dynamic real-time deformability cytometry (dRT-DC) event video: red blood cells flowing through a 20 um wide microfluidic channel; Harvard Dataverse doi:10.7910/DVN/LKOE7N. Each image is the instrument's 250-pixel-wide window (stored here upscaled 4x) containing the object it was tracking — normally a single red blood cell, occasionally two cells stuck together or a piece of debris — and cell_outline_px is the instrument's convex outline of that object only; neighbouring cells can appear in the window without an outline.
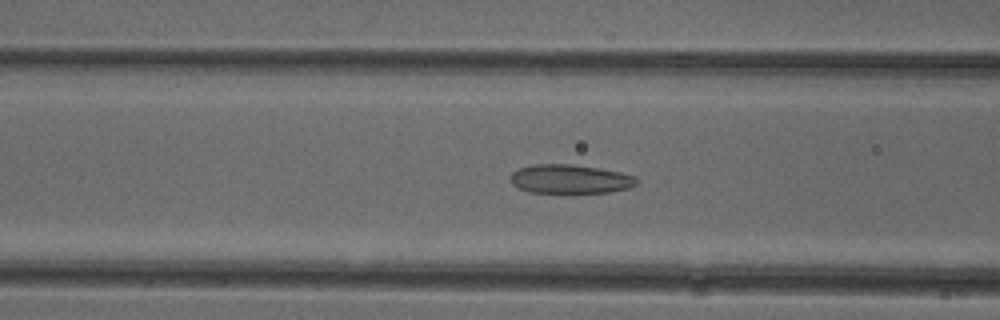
{"species": "common noctule bat (a hibernating species)", "species_latin": "Nyctalus noctula", "temperature_condition": "cold", "stored_images_in_passage": 31, "camera_frame_rate_fps": 3000, "um_per_image_px": 0.085, "animal": {"sex": "female"}, "frame": {"image": 1, "passage_image": 9, "time_ms": 2.667, "image_size_px": [1000, 320], "cell_outline_px": [[640, 180], [636, 184], [628, 188], [608, 192], [528, 192], [512, 184], [512, 172], [520, 168], [536, 164], [568, 164], [596, 168], [620, 172], [636, 176]], "centroid_in_image_um": [48.49, 15.22], "position_along_channel_um": 118.1, "area_um2": 20.92}}
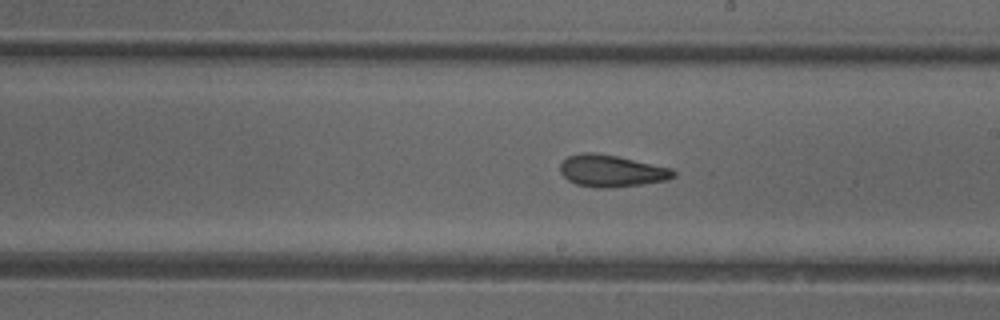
{"frame": {"image": 2, "passage_image": 18, "time_ms": 5.667, "image_size_px": [1000, 320], "cell_outline_px": [[676, 176], [668, 180], [640, 184], [608, 188], [596, 188], [576, 184], [568, 180], [560, 172], [560, 164], [568, 156], [580, 152], [592, 152], [616, 156], [672, 168], [676, 172]], "centroid_in_image_um": [51.97, 14.52], "position_along_channel_um": 237.0, "area_um2": 21.04}}
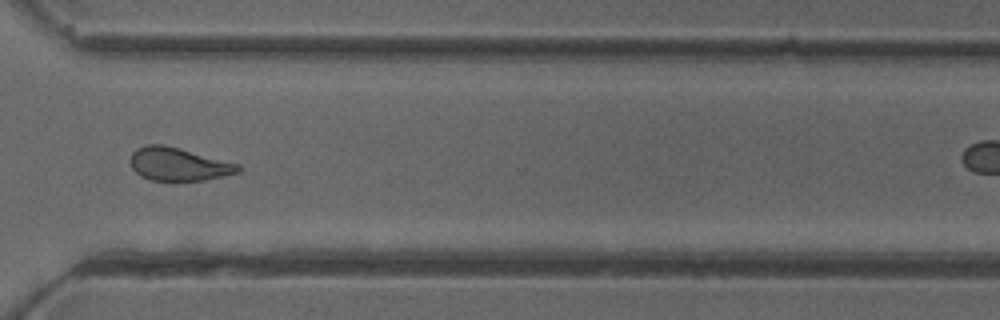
{"frame": {"image": 3, "passage_image": 27, "time_ms": 8.667, "image_size_px": [1000, 320], "cell_outline_px": [[240, 172], [224, 176], [204, 180], [152, 180], [140, 176], [132, 168], [128, 160], [132, 152], [136, 148], [144, 144], [164, 144], [180, 148], [240, 164]], "centroid_in_image_um": [15.14, 13.94], "position_along_channel_um": 355.5, "area_um2": 20.98}}